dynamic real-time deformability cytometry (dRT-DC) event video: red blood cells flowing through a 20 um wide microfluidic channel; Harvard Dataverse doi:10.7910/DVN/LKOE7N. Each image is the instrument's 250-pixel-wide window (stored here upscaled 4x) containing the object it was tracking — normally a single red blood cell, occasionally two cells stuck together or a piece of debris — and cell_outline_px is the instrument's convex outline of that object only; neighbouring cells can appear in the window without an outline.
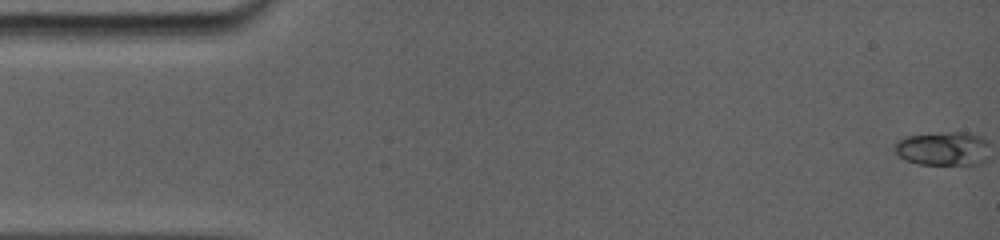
{"species": "common noctule bat (a hibernating species)", "species_latin": "Nyctalus noctula", "temperature_condition": "room temperature", "stored_images_in_passage": 62, "camera_frame_rate_fps": 5000, "um_per_image_px": 0.085, "animal": {"sex": "female", "body_mass_g": 19.0, "forearm_length_mm": 56.7}, "frame": {"image": 1, "passage_image": 1, "time_ms": 0.0, "image_size_px": [1000, 240], "cell_outline_px": [[980, 140], [956, 164], [920, 164], [908, 160], [900, 156], [896, 148], [900, 140], [908, 136], [976, 136]], "centroid_in_image_um": [79.55, 12.65], "position_along_channel_um": 5.5, "area_um2": 13.64}}
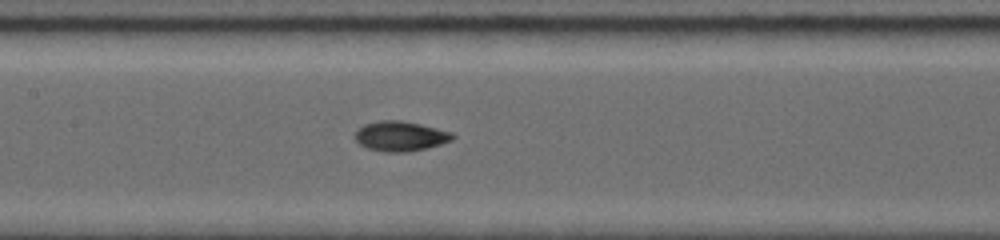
{"frame": {"image": 2, "passage_image": 34, "time_ms": 7.8, "image_size_px": [1000, 240], "cell_outline_px": [[452, 136], [448, 140], [424, 148], [408, 152], [388, 152], [368, 148], [360, 144], [356, 140], [356, 132], [364, 124], [380, 120], [400, 120], [448, 132]], "centroid_in_image_um": [33.91, 11.57], "position_along_channel_um": 173.5, "area_um2": 16.07}}
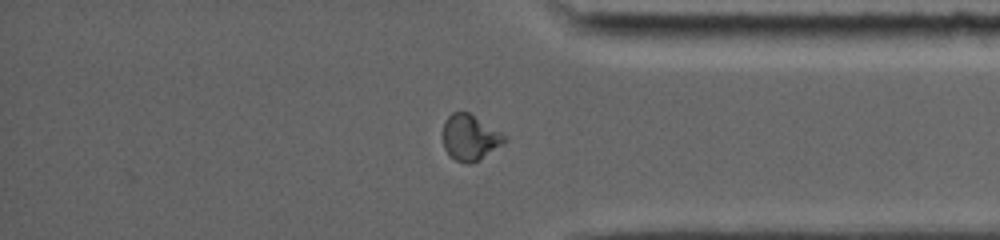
{"frame": {"image": 3, "passage_image": 62, "time_ms": 13.6, "image_size_px": [1000, 240], "cell_outline_px": [[504, 140], [480, 160], [468, 164], [456, 160], [444, 148], [444, 120], [452, 112], [468, 112], [500, 132], [504, 136]], "centroid_in_image_um": [39.89, 11.68], "position_along_channel_um": 395.3, "area_um2": 15.72}, "authors_computed_cell_mechanics": {"area_um2": 15.3748, "velocity_mm_per_s": 3.8698, "shape_relaxation_time_tau1_ms": 3.8661, "shape_relaxation_time_tau2_ms": 2.3662, "deformation_change_tau1": 0.1536, "deformation_change_tau2": 0.058}}